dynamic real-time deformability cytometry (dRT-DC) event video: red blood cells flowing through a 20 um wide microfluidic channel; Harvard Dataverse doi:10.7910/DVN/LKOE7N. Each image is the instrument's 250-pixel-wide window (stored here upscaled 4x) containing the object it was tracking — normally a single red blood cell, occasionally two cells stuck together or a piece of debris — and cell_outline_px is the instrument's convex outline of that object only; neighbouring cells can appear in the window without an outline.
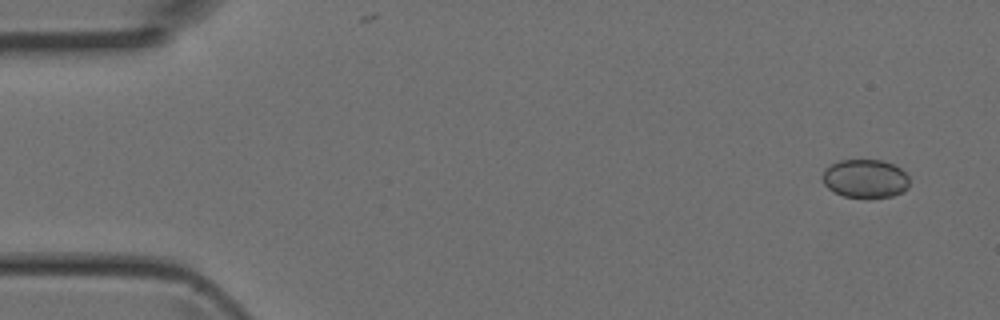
{"species": "Egyptian fruit bat (a non-hibernating species)", "species_latin": "Rousettus aegyptiacus", "temperature_condition": "room temperature", "stored_images_in_passage": 4, "camera_frame_rate_fps": 3000, "um_per_image_px": 0.085, "animal": {"sex": "female"}, "frame": {"image": 1, "passage_image": 1, "time_ms": 0.0, "image_size_px": [1000, 320], "cell_outline_px": [[908, 188], [904, 192], [892, 196], [844, 196], [832, 192], [824, 184], [824, 168], [840, 160], [884, 160], [900, 168], [908, 176]], "centroid_in_image_um": [73.55, 15.16], "position_along_channel_um": 11.4, "area_um2": 19.25}}
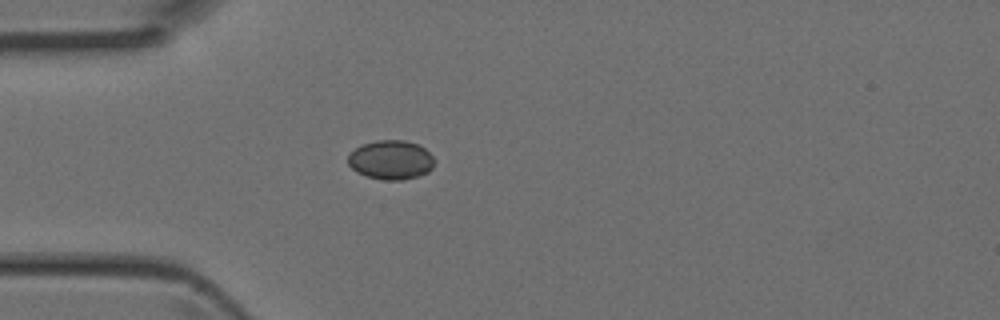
{"frame": {"image": 2, "passage_image": 4, "time_ms": 1.0, "image_size_px": [1000, 320], "cell_outline_px": [[432, 168], [428, 172], [416, 176], [400, 180], [384, 180], [368, 176], [356, 172], [348, 164], [348, 152], [360, 144], [376, 140], [404, 140], [420, 144], [432, 156]], "centroid_in_image_um": [33.17, 13.57], "position_along_channel_um": 51.8, "area_um2": 19.77}}